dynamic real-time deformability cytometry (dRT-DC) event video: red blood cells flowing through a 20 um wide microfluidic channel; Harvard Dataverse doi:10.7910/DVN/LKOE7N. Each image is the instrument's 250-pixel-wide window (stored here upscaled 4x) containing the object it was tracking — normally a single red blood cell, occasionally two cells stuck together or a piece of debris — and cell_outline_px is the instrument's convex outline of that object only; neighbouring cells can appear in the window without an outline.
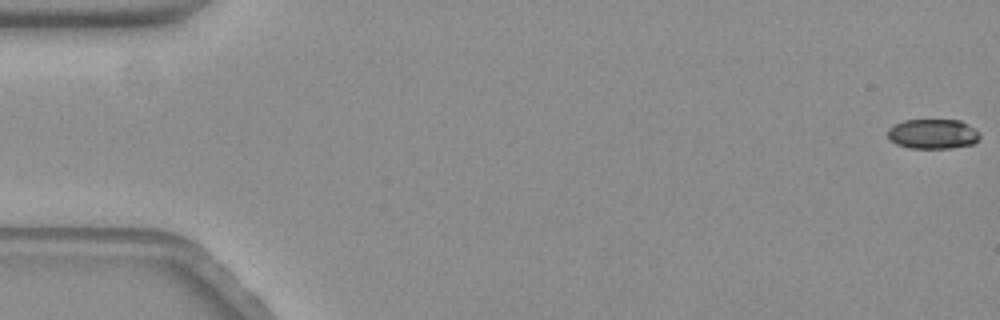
{"species": "common noctule bat (a hibernating species)", "species_latin": "Nyctalus noctula", "temperature_condition": "warm", "stored_images_in_passage": 16, "camera_frame_rate_fps": 3000, "um_per_image_px": 0.085, "animal": {"sex": "female", "body_mass_g": 19.3, "forearm_length_mm": 54.1}, "frame": {"image": 1, "passage_image": 1, "time_ms": 0.0, "image_size_px": [1000, 320], "cell_outline_px": [[980, 136], [972, 144], [948, 148], [912, 148], [896, 144], [888, 136], [888, 128], [892, 124], [904, 120], [960, 120], [980, 132]], "centroid_in_image_um": [79.27, 11.37], "position_along_channel_um": 5.7, "area_um2": 15.9}}
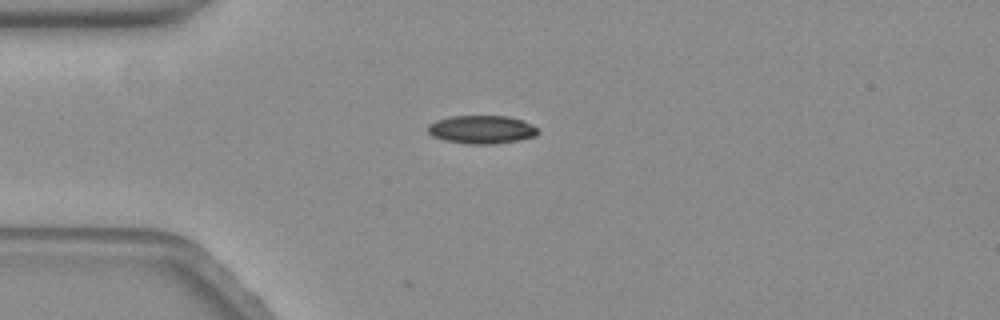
{"frame": {"image": 2, "passage_image": 16, "time_ms": 5.0, "image_size_px": [1000, 320], "cell_outline_px": [[536, 136], [516, 140], [492, 144], [468, 144], [444, 140], [432, 136], [428, 132], [428, 124], [436, 120], [452, 116], [508, 116], [532, 124], [536, 128]], "centroid_in_image_um": [40.89, 11.01], "position_along_channel_um": 44.1, "area_um2": 17.92}}